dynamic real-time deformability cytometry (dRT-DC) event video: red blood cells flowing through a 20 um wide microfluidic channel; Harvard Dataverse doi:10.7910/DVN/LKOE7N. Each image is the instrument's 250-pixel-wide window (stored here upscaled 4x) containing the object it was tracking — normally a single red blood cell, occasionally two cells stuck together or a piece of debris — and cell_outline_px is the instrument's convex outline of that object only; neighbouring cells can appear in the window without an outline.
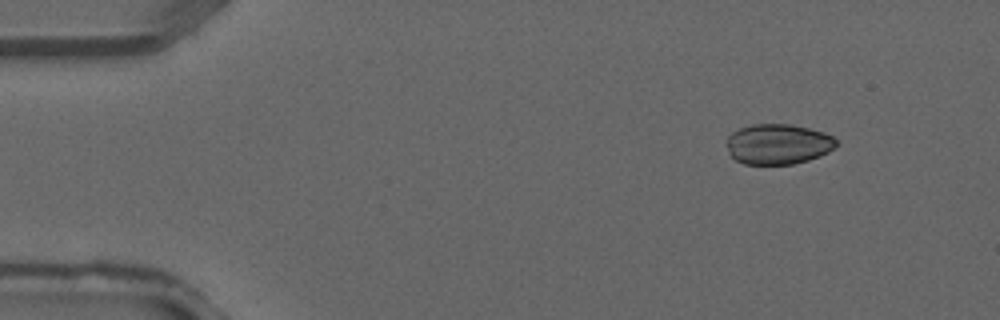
{"species": "common noctule bat (a hibernating species)", "species_latin": "Nyctalus noctula", "temperature_condition": "warm", "stored_images_in_passage": 3, "camera_frame_rate_fps": 3000, "um_per_image_px": 0.085, "animal": {"sex": "male", "forearm_length_mm": 52.5}, "frame": {"image": 1, "passage_image": 1, "time_ms": 0.0, "image_size_px": [1000, 320], "cell_outline_px": [[836, 144], [828, 152], [820, 156], [808, 160], [792, 164], [744, 164], [736, 160], [728, 152], [728, 136], [732, 132], [740, 128], [752, 124], [792, 124], [824, 132], [832, 136], [836, 140]], "centroid_in_image_um": [66.13, 12.24], "position_along_channel_um": 18.9, "area_um2": 25.66}}
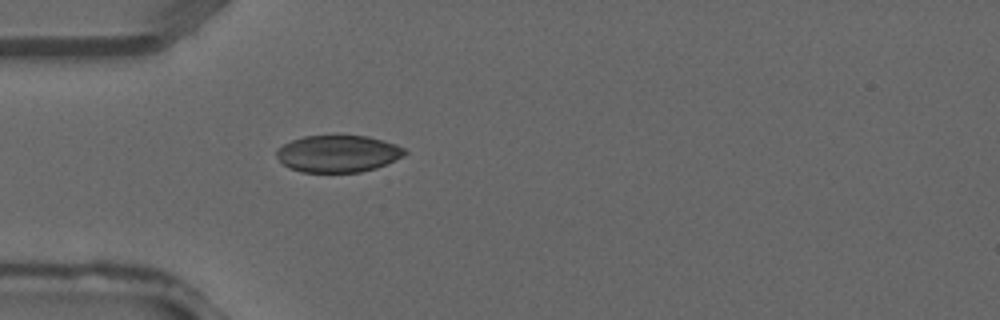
{"frame": {"image": 2, "passage_image": 3, "time_ms": 0.667, "image_size_px": [1000, 320], "cell_outline_px": [[408, 152], [404, 156], [376, 168], [360, 172], [304, 172], [288, 168], [276, 156], [276, 148], [292, 140], [304, 136], [368, 136], [384, 140], [396, 144], [404, 148]], "centroid_in_image_um": [28.73, 13.06], "position_along_channel_um": 56.3, "area_um2": 27.63}}